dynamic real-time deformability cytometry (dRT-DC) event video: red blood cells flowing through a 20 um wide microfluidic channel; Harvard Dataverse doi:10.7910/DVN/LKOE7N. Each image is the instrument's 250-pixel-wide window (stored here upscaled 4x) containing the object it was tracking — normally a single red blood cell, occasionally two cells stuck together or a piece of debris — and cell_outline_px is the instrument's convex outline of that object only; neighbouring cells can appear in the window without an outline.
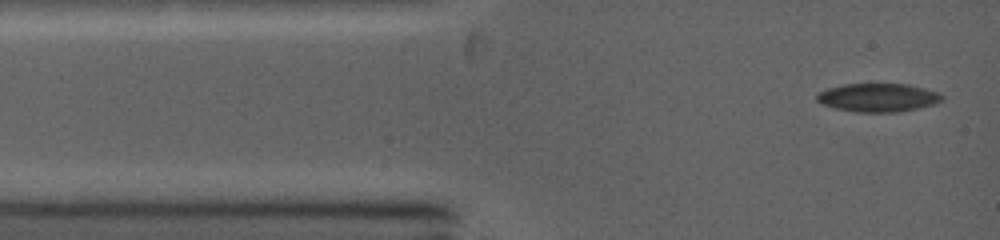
{"species": "common noctule bat (a hibernating species)", "species_latin": "Nyctalus noctula", "temperature_condition": "warm", "stored_images_in_passage": 27, "camera_frame_rate_fps": 5000, "um_per_image_px": 0.085, "animal": {"sex": "female", "body_mass_g": 19.0, "forearm_length_mm": 53.3}, "frame": {"image": 1, "passage_image": 1, "time_ms": 0.0, "image_size_px": [1000, 240], "cell_outline_px": [[944, 100], [936, 104], [896, 112], [856, 112], [836, 108], [820, 104], [816, 100], [816, 92], [828, 88], [844, 84], [908, 84], [940, 92], [944, 96]], "centroid_in_image_um": [74.63, 8.29], "position_along_channel_um": 10.4, "area_um2": 20.92}}
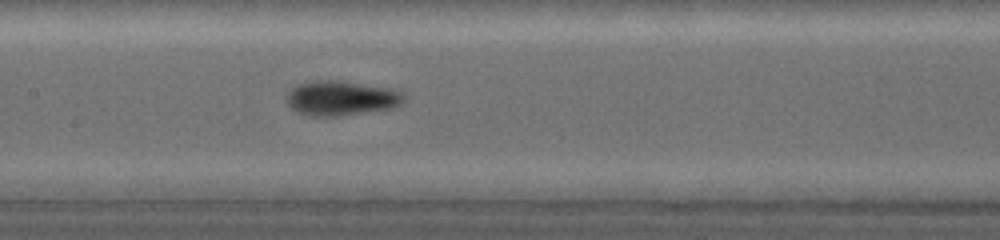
{"frame": {"image": 2, "passage_image": 13, "time_ms": 5.0, "image_size_px": [1000, 240], "cell_outline_px": [[404, 100], [396, 108], [340, 116], [308, 116], [296, 112], [284, 100], [284, 96], [296, 84], [320, 80], [332, 80], [392, 88], [400, 92], [404, 96]], "centroid_in_image_um": [28.96, 8.36], "position_along_channel_um": 178.4, "area_um2": 23.93}}
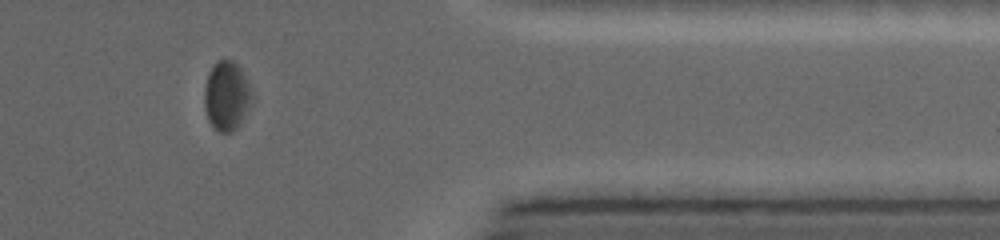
{"frame": {"image": 3, "passage_image": 27, "time_ms": 10.4, "image_size_px": [1000, 240], "cell_outline_px": [[252, 96], [248, 108], [240, 124], [232, 132], [220, 132], [212, 128], [208, 120], [204, 108], [204, 88], [208, 72], [212, 64], [220, 60], [232, 60], [240, 68], [248, 84]], "centroid_in_image_um": [19.21, 8.16], "position_along_channel_um": 392.2, "area_um2": 19.13}, "authors_computed_cell_mechanics": {"area_um2": 21.5016, "velocity_mm_per_s": 4.2638, "shape_relaxation_time_tau1_ms": 4.4601, "shape_relaxation_time_tau2_ms": 2.1456, "deformation_change_tau1": 0.1305, "deformation_change_tau2": 0.0581}}